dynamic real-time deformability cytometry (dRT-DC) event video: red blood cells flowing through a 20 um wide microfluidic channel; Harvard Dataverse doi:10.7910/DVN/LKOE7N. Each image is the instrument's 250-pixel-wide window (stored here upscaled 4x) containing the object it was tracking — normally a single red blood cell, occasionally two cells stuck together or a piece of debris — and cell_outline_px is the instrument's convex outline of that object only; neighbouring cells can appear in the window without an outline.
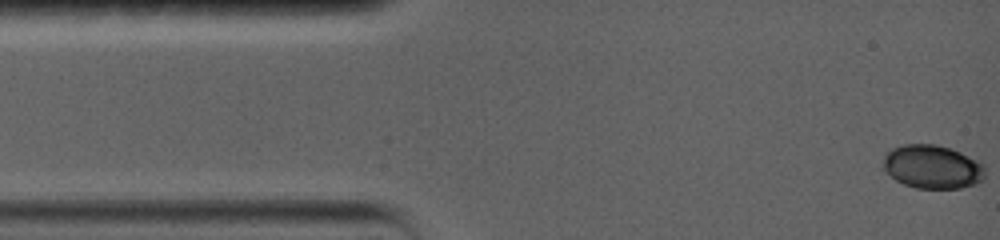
{"species": "common noctule bat (a hibernating species)", "species_latin": "Nyctalus noctula", "temperature_condition": "warm", "stored_images_in_passage": 31, "camera_frame_rate_fps": 5000, "um_per_image_px": 0.085, "animal": {"sex": "female", "body_mass_g": 19.0, "forearm_length_mm": 56.7}, "frame": {"image": 1, "passage_image": 1, "time_ms": 0.0, "image_size_px": [1000, 240], "cell_outline_px": [[984, 180], [960, 188], [916, 188], [904, 184], [896, 180], [884, 168], [884, 156], [892, 148], [904, 144], [936, 144], [960, 152], [984, 164]], "centroid_in_image_um": [79.26, 14.17], "position_along_channel_um": 5.7, "area_um2": 25.61}}
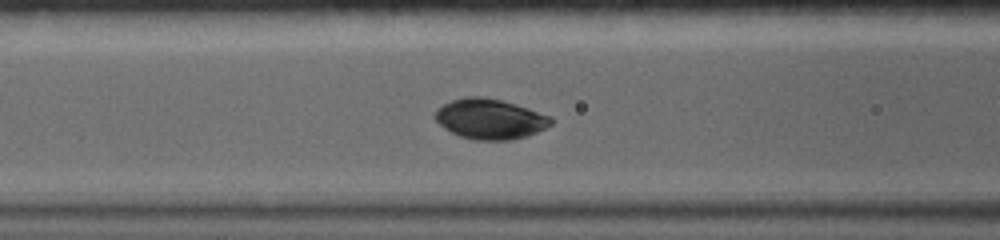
{"frame": {"image": 2, "passage_image": 14, "time_ms": 5.6, "image_size_px": [1000, 240], "cell_outline_px": [[552, 124], [536, 132], [524, 136], [508, 140], [476, 140], [460, 136], [444, 128], [436, 120], [436, 108], [452, 100], [464, 96], [484, 96], [500, 100], [528, 108], [552, 116]], "centroid_in_image_um": [41.64, 10.1], "position_along_channel_um": 125.0, "area_um2": 26.93}}
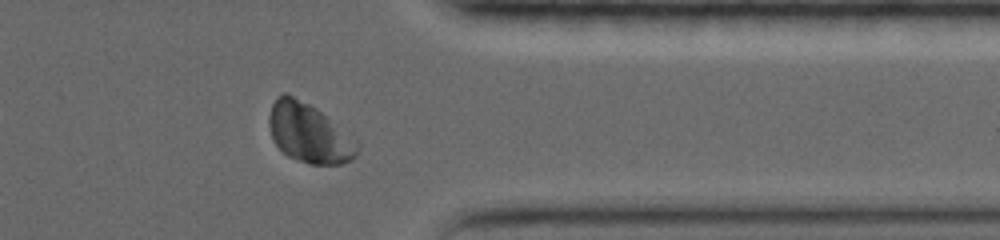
{"frame": {"image": 3, "passage_image": 27, "time_ms": 13.0, "image_size_px": [1000, 240], "cell_outline_px": [[360, 144], [356, 156], [352, 160], [340, 164], [308, 164], [288, 156], [272, 140], [268, 124], [268, 116], [272, 104], [276, 96], [284, 92], [288, 92], [316, 108], [360, 140]], "centroid_in_image_um": [26.29, 11.3], "position_along_channel_um": 385.1, "area_um2": 31.1}, "authors_computed_cell_mechanics": {"area_um2": 27.8596, "velocity_mm_per_s": 3.588, "shape_relaxation_time_tau1_ms": 0.9841, "shape_relaxation_time_tau2_ms": 4.413, "deformation_change_tau1": 0.0285, "deformation_change_tau2": 0.0544}}